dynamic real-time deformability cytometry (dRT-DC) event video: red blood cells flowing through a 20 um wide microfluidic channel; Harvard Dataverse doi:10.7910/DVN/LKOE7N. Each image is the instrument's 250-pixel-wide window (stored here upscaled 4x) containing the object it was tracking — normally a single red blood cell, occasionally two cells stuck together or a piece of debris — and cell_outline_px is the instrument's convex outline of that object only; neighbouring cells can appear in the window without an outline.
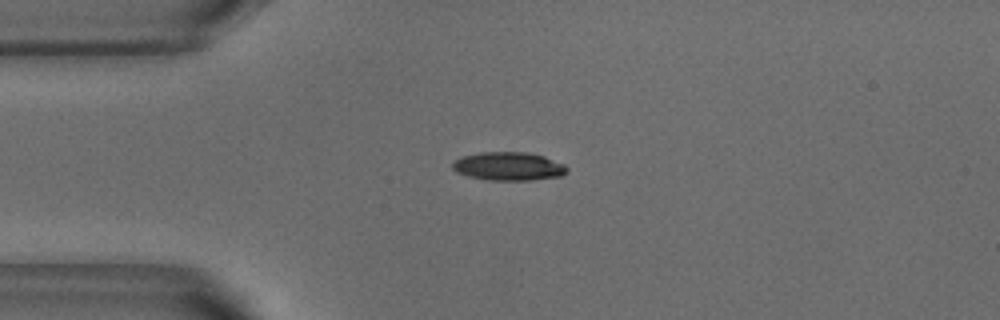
{"species": "common noctule bat (a hibernating species)", "species_latin": "Nyctalus noctula", "temperature_condition": "warm", "stored_images_in_passage": 52, "camera_frame_rate_fps": 3000, "um_per_image_px": 0.085, "animal": {"sex": "male", "body_mass_g": 18.8}, "frame": {"image": 1, "passage_image": 12, "time_ms": 3.667, "image_size_px": [1000, 320], "cell_outline_px": [[568, 172], [560, 176], [532, 180], [488, 180], [468, 176], [456, 172], [452, 168], [452, 164], [460, 156], [480, 152], [528, 152], [544, 156], [564, 164], [568, 168]], "centroid_in_image_um": [43.23, 14.13], "position_along_channel_um": 41.8, "area_um2": 19.07}}
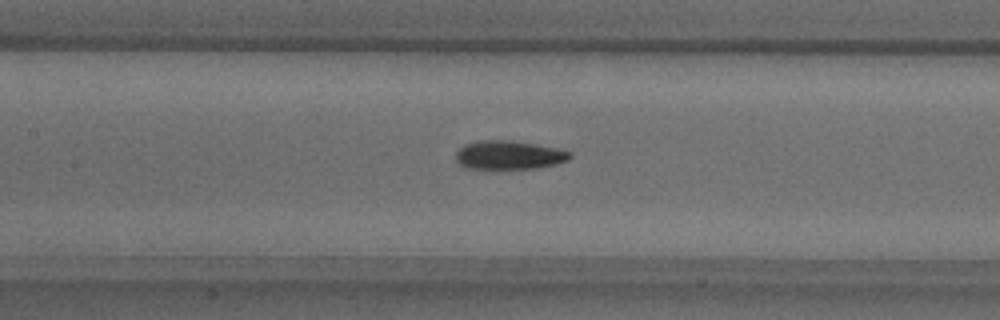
{"frame": {"image": 2, "passage_image": 23, "time_ms": 7.333, "image_size_px": [1000, 320], "cell_outline_px": [[572, 156], [568, 160], [536, 168], [464, 168], [456, 160], [456, 152], [464, 144], [476, 140], [508, 140], [536, 144], [556, 148], [572, 152]], "centroid_in_image_um": [43.23, 13.16], "position_along_channel_um": 164.2, "area_um2": 18.96}}
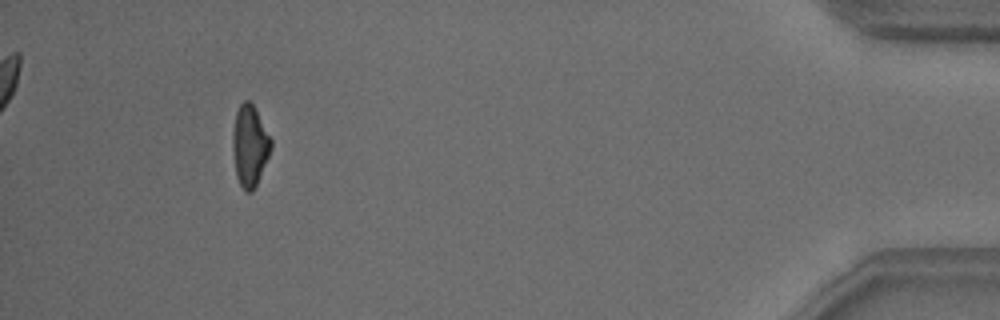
{"frame": {"image": 3, "passage_image": 48, "time_ms": 15.667, "image_size_px": [1000, 320], "cell_outline_px": [[272, 148], [256, 184], [252, 192], [244, 192], [236, 176], [232, 148], [232, 132], [236, 112], [240, 104], [244, 100], [248, 100], [252, 104], [272, 140]], "centroid_in_image_um": [21.21, 12.4], "position_along_channel_um": 414.0, "area_um2": 17.98}, "authors_computed_cell_mechanics": {"area_um2": 18.496, "velocity_mm_per_s": 3.8326, "shape_relaxation_time_tau1_ms": 4.2843, "shape_relaxation_time_tau2_ms": 3.0511, "deformation_change_tau1": 0.1727, "deformation_change_tau2": 0.1106}}